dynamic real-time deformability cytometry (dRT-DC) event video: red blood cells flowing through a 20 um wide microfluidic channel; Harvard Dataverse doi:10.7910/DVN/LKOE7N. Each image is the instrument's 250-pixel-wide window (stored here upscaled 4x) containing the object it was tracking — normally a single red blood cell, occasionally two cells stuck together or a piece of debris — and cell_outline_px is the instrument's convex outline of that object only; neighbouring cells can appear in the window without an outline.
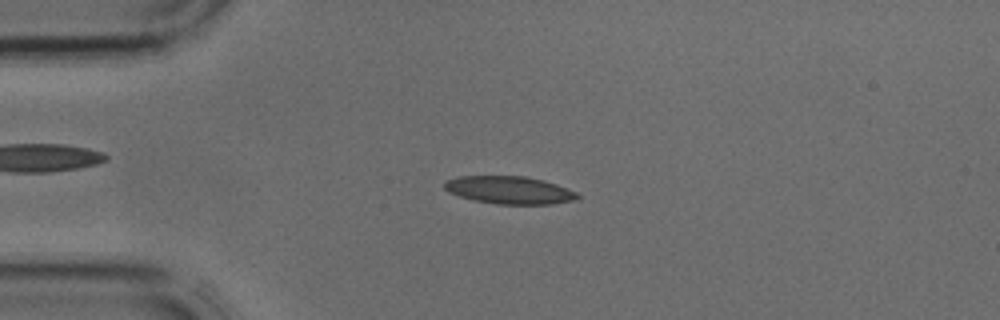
{"species": "common noctule bat (a hibernating species)", "species_latin": "Nyctalus noctula", "temperature_condition": "cold", "stored_images_in_passage": 2, "camera_frame_rate_fps": 3000, "um_per_image_px": 0.085, "animal": {"sex": "male", "body_mass_g": 17.9, "forearm_length_mm": 54.2}, "frame": {"image": 1, "passage_image": 2, "time_ms": 0.333, "image_size_px": [1000, 320], "cell_outline_px": [[580, 196], [576, 200], [552, 204], [496, 204], [472, 200], [448, 192], [444, 188], [444, 180], [460, 176], [524, 176], [544, 180], [568, 188], [576, 192]], "centroid_in_image_um": [43.29, 16.16], "position_along_channel_um": 41.7, "area_um2": 21.62}}